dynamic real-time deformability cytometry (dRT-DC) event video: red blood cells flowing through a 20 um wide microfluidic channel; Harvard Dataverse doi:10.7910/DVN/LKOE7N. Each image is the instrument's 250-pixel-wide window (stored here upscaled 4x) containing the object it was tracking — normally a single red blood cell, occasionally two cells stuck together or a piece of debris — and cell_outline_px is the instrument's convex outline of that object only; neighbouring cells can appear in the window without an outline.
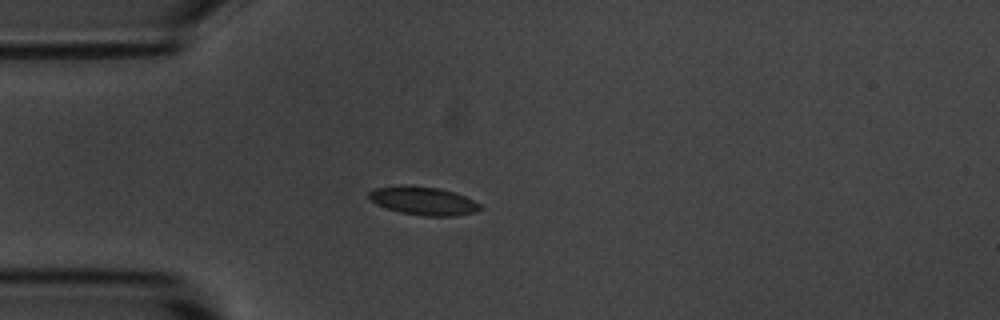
{"species": "common noctule bat (a hibernating species)", "species_latin": "Nyctalus noctula", "temperature_condition": "room temperature", "stored_images_in_passage": 6, "camera_frame_rate_fps": 3000, "um_per_image_px": 0.085, "animal": {"sex": "male", "body_mass_g": 20.1, "forearm_length_mm": 53.5}, "frame": {"image": 1, "passage_image": 5, "time_ms": 4.667, "image_size_px": [1000, 320], "cell_outline_px": [[480, 208], [476, 212], [456, 216], [424, 216], [400, 212], [376, 204], [368, 196], [368, 192], [376, 188], [440, 188], [456, 192], [480, 204]], "centroid_in_image_um": [36.06, 17.12], "position_along_channel_um": 48.9, "area_um2": 17.46}}